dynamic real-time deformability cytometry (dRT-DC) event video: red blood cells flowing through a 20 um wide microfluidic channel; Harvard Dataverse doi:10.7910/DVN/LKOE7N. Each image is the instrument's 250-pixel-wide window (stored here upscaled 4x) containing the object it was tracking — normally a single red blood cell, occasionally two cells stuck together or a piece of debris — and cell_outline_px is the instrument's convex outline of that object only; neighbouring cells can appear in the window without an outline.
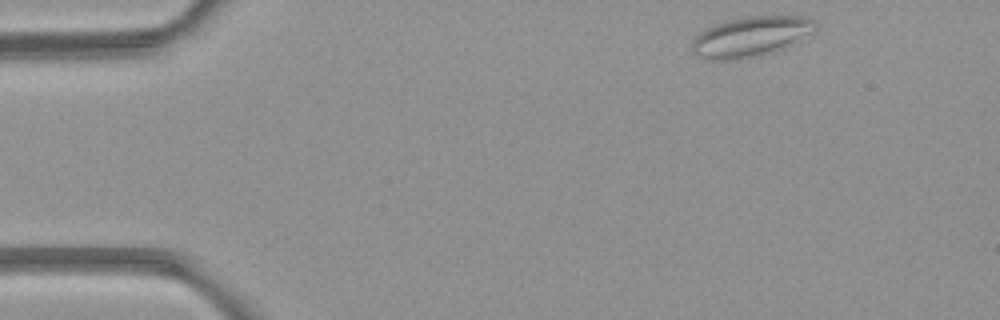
{"species": "common noctule bat (a hibernating species)", "species_latin": "Nyctalus noctula", "temperature_condition": "room temperature", "stored_images_in_passage": 4, "camera_frame_rate_fps": 3000, "um_per_image_px": 0.085, "animal": {"sex": "female", "body_mass_g": 21.9}, "frame": {"image": 1, "passage_image": 1, "time_ms": 0.0, "image_size_px": [1000, 320], "cell_outline_px": [[816, 28], [784, 48], [772, 52], [752, 56], [728, 60], [708, 60], [692, 52], [692, 40], [704, 28], [728, 20], [748, 16], [804, 16], [816, 20]], "centroid_in_image_um": [63.77, 3.09], "position_along_channel_um": 21.2, "area_um2": 28.38}}